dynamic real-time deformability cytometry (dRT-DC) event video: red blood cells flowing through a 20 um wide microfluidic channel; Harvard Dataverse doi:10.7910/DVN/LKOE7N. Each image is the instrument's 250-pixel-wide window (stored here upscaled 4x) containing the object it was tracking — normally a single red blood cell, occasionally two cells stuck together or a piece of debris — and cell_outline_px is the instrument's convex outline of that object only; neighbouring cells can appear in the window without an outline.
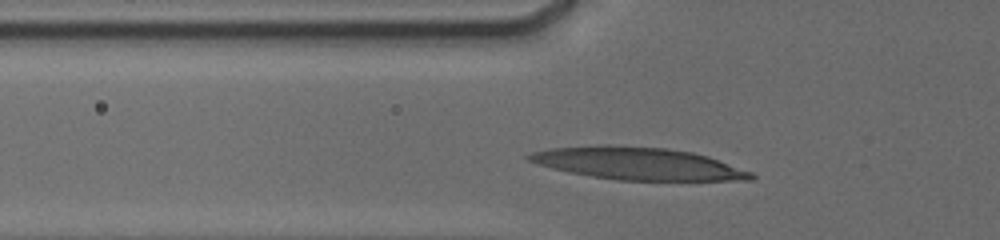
{"species": "human", "species_latin": "Homo sapiens", "temperature_condition": "cold", "stored_images_in_passage": 52, "camera_frame_rate_fps": 3000, "um_per_image_px": 0.085, "donor": {"sex": "male"}, "frame": {"image": 1, "passage_image": 2, "time_ms": 0.333, "image_size_px": [1000, 240], "cell_outline_px": [[756, 176], [752, 180], [616, 180], [568, 172], [552, 168], [528, 160], [524, 156], [532, 152], [552, 148], [664, 148], [692, 152], [708, 156], [752, 172]], "centroid_in_image_um": [54.32, 13.95], "position_along_channel_um": 71.5, "area_um2": 40.06}}
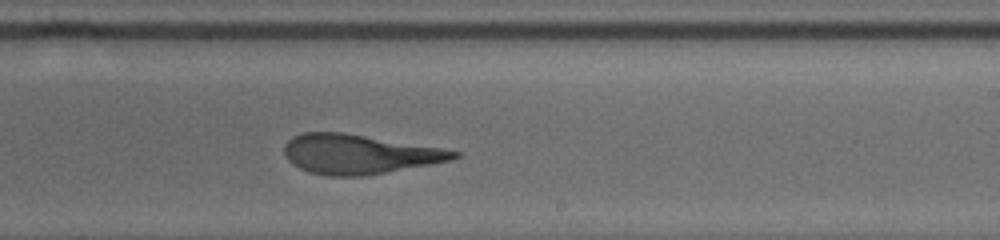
{"frame": {"image": 2, "passage_image": 32, "time_ms": 5.333, "image_size_px": [1000, 240], "cell_outline_px": [[460, 156], [452, 160], [364, 176], [328, 176], [308, 172], [292, 164], [288, 160], [284, 152], [284, 144], [292, 136], [304, 132], [340, 132], [440, 148], [460, 152]], "centroid_in_image_um": [30.45, 13.11], "position_along_channel_um": 258.5, "area_um2": 38.61}}
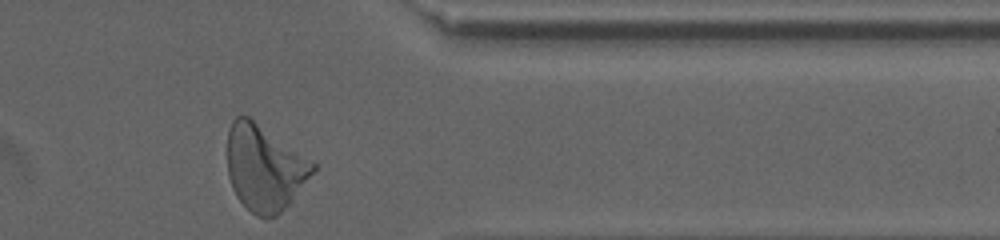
{"frame": {"image": 3, "passage_image": 52, "time_ms": 9.0, "image_size_px": [1000, 240], "cell_outline_px": [[316, 168], [292, 200], [276, 216], [256, 216], [236, 196], [232, 188], [228, 176], [228, 128], [232, 120], [236, 116], [248, 116], [316, 164]], "centroid_in_image_um": [22.45, 14.25], "position_along_channel_um": 389.0, "area_um2": 41.91}, "authors_computed_cell_mechanics": {"area_um2": 39.4774, "velocity_mm_per_s": 3.7793, "shape_relaxation_time_tau1_ms": 7.4629, "shape_relaxation_time_tau2_ms": 1.7898, "deformation_change_tau1": 0.285, "deformation_change_tau2": 0.1217}}